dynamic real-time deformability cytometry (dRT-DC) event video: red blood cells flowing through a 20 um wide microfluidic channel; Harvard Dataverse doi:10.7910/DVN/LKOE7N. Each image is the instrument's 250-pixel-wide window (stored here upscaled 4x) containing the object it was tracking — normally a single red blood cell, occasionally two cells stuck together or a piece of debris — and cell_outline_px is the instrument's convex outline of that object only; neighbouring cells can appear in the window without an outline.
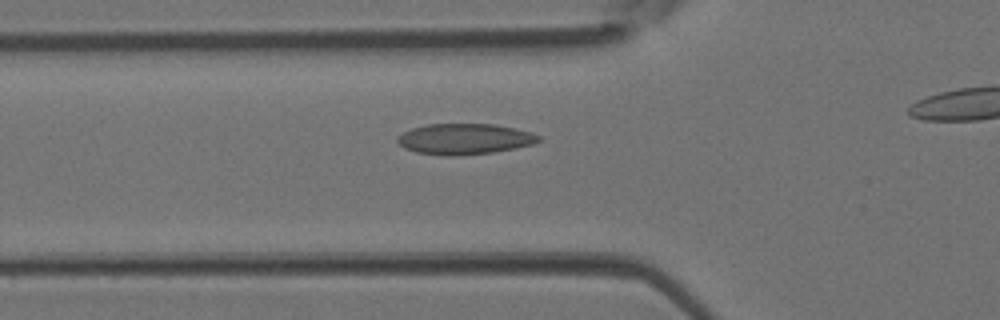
{"species": "Egyptian fruit bat (a non-hibernating species)", "species_latin": "Rousettus aegyptiacus", "temperature_condition": "room temperature", "stored_images_in_passage": 30, "camera_frame_rate_fps": 3000, "um_per_image_px": 0.085, "animal": {"sex": "female"}, "frame": {"image": 1, "passage_image": 9, "time_ms": 2.667, "image_size_px": [1000, 320], "cell_outline_px": [[540, 140], [532, 144], [516, 148], [492, 152], [456, 156], [444, 156], [416, 152], [404, 148], [396, 140], [396, 136], [412, 128], [428, 124], [496, 124], [528, 132], [540, 136]], "centroid_in_image_um": [39.44, 11.82], "position_along_channel_um": 86.4, "area_um2": 25.2}}
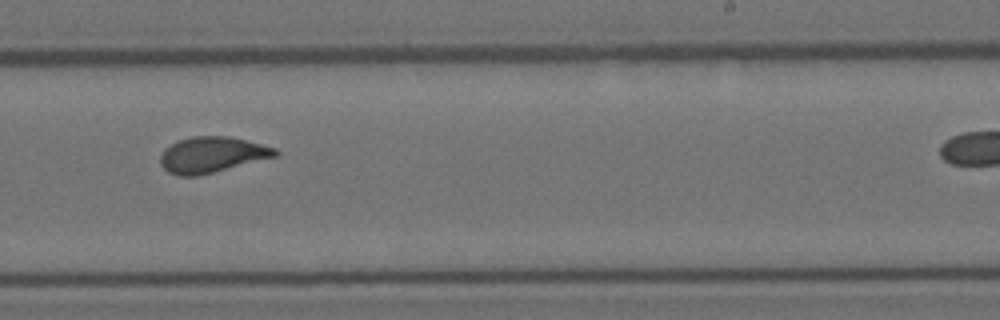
{"frame": {"image": 2, "passage_image": 21, "time_ms": 6.667, "image_size_px": [1000, 320], "cell_outline_px": [[280, 152], [276, 156], [196, 176], [180, 176], [168, 172], [160, 164], [160, 156], [164, 148], [176, 140], [192, 136], [228, 136], [276, 148]], "centroid_in_image_um": [17.96, 13.14], "position_along_channel_um": 271.0, "area_um2": 23.76}}
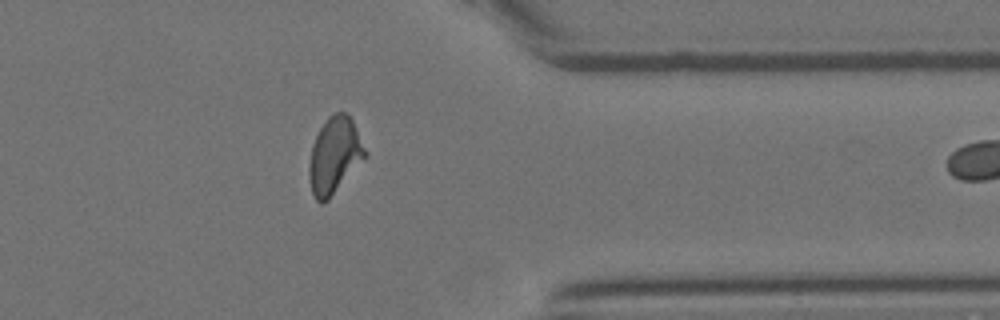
{"frame": {"image": 3, "passage_image": 29, "time_ms": 9.333, "image_size_px": [1000, 320], "cell_outline_px": [[368, 152], [328, 200], [320, 204], [316, 200], [312, 192], [308, 176], [308, 168], [312, 144], [320, 128], [328, 116], [336, 112], [344, 112], [352, 120]], "centroid_in_image_um": [28.4, 13.2], "position_along_channel_um": 383.0, "area_um2": 24.45}}